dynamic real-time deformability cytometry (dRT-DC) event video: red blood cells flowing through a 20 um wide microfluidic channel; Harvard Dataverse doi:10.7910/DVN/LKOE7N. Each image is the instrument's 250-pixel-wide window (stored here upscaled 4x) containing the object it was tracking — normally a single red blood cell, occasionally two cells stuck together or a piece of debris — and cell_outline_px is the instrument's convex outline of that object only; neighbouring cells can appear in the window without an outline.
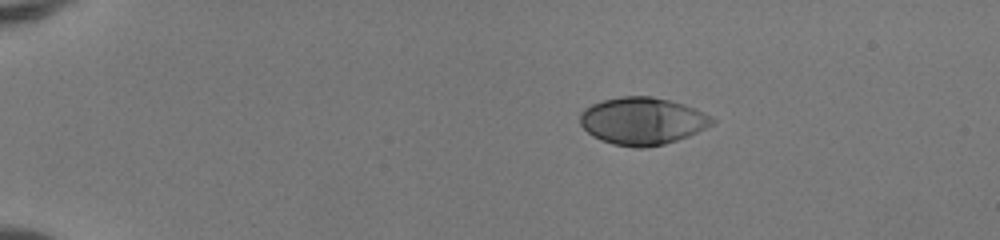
{"species": "human", "species_latin": "Homo sapiens", "temperature_condition": "room temperature", "stored_images_in_passage": 1, "camera_frame_rate_fps": 3000, "um_per_image_px": 0.085, "donor": {"sex": "female"}, "frame": {"image": 1, "passage_image": 1, "time_ms": 0.0, "image_size_px": [1000, 240], "cell_outline_px": [[668, 140], [656, 144], [620, 144], [596, 136], [584, 124], [584, 116], [592, 108], [600, 104], [612, 100], [660, 100]], "centroid_in_image_um": [53.4, 10.36], "position_along_channel_um": 31.6, "area_um2": 22.25}}